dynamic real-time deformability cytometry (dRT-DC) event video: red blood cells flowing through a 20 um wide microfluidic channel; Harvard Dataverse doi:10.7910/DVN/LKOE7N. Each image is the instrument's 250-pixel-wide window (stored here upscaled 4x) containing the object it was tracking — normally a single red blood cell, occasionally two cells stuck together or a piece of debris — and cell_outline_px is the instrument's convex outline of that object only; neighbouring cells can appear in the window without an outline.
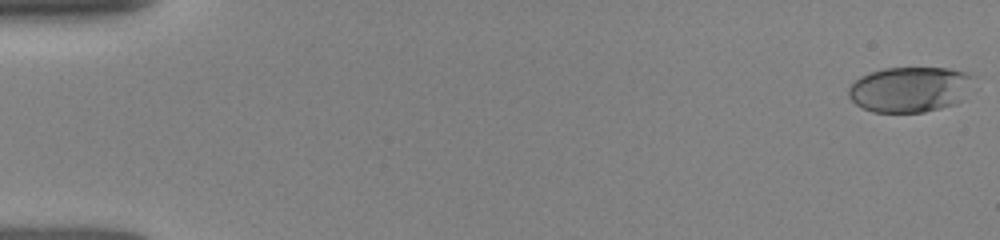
{"species": "human", "species_latin": "Homo sapiens", "temperature_condition": "room temperature", "stored_images_in_passage": 7, "camera_frame_rate_fps": 3000, "um_per_image_px": 0.085, "donor": {"sex": "female"}, "frame": {"image": 1, "passage_image": 1, "time_ms": 0.0, "image_size_px": [1000, 240], "cell_outline_px": [[976, 76], [964, 100], [956, 104], [924, 112], [872, 112], [856, 104], [848, 96], [848, 88], [860, 76], [884, 68], [948, 68], [968, 72]], "centroid_in_image_um": [77.39, 7.59], "position_along_channel_um": 7.6, "area_um2": 33.41}}